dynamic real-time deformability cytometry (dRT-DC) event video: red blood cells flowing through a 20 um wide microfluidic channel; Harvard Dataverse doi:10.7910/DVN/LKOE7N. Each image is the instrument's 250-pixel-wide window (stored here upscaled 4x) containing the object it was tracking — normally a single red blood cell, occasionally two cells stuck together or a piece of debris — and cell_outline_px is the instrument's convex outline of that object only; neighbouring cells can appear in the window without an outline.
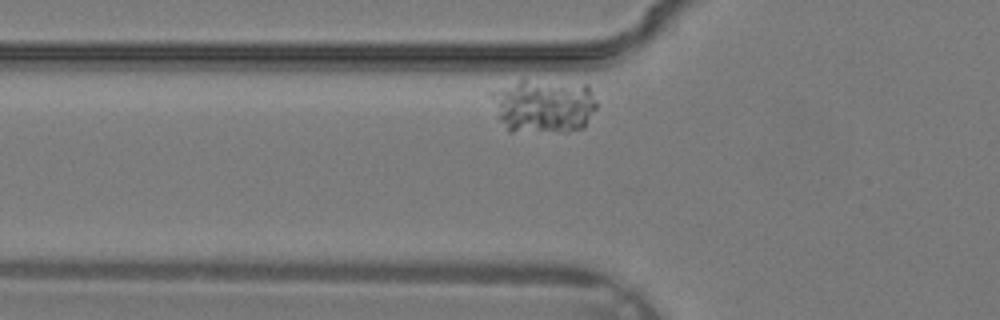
{"species": "common noctule bat (a hibernating species)", "species_latin": "Nyctalus noctula", "temperature_condition": "warm", "stored_images_in_passage": 21, "camera_frame_rate_fps": 3000, "um_per_image_px": 0.085, "animal": {"sex": "male", "body_mass_g": 19.2, "forearm_length_mm": 51.8}, "frame": {"image": 1, "passage_image": 3, "time_ms": 0.667, "image_size_px": [1000, 320], "cell_outline_px": [[596, 108], [584, 128], [568, 132], [508, 132], [496, 116], [488, 96], [492, 92], [520, 80], [524, 80], [588, 84], [596, 100]], "centroid_in_image_um": [46.19, 9.04], "position_along_channel_um": 79.6, "area_um2": 33.7}}
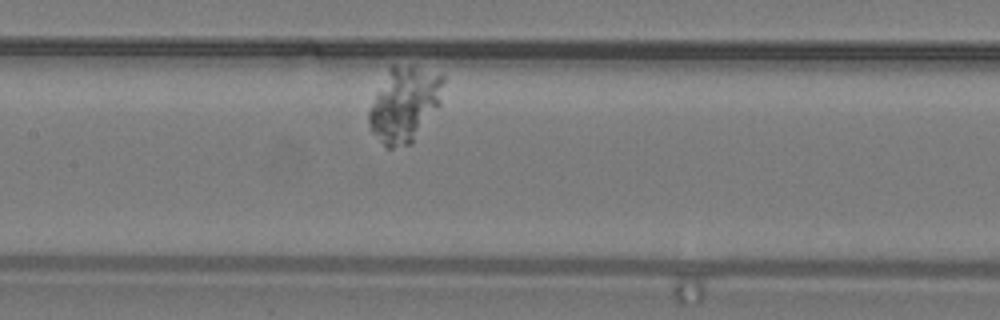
{"frame": {"image": 2, "passage_image": 9, "time_ms": 2.667, "image_size_px": [1000, 320], "cell_outline_px": [[444, 80], [440, 104], [412, 144], [392, 148], [388, 148], [372, 132], [368, 124], [368, 112], [376, 92], [388, 68], [392, 64], [412, 64], [444, 76]], "centroid_in_image_um": [34.37, 8.83], "position_along_channel_um": 173.0, "area_um2": 32.83}}
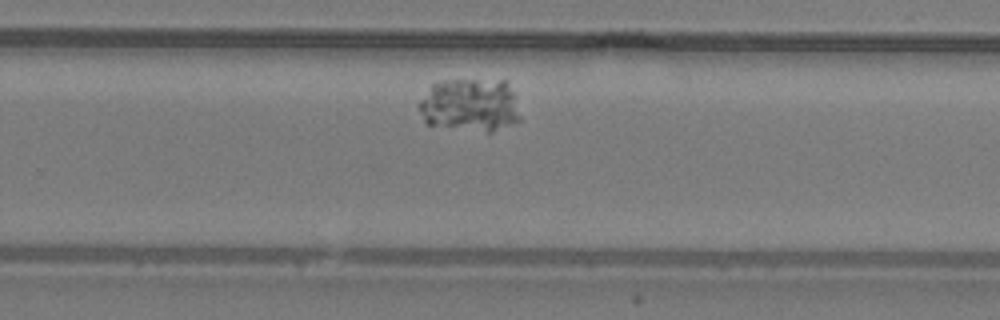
{"frame": {"image": 3, "passage_image": 16, "time_ms": 5.0, "image_size_px": [1000, 320], "cell_outline_px": [[520, 120], [492, 132], [488, 132], [428, 124], [424, 120], [420, 112], [420, 100], [432, 84], [444, 80], [504, 80], [508, 84], [516, 96], [520, 116]], "centroid_in_image_um": [39.99, 8.92], "position_along_channel_um": 289.8, "area_um2": 31.27}}